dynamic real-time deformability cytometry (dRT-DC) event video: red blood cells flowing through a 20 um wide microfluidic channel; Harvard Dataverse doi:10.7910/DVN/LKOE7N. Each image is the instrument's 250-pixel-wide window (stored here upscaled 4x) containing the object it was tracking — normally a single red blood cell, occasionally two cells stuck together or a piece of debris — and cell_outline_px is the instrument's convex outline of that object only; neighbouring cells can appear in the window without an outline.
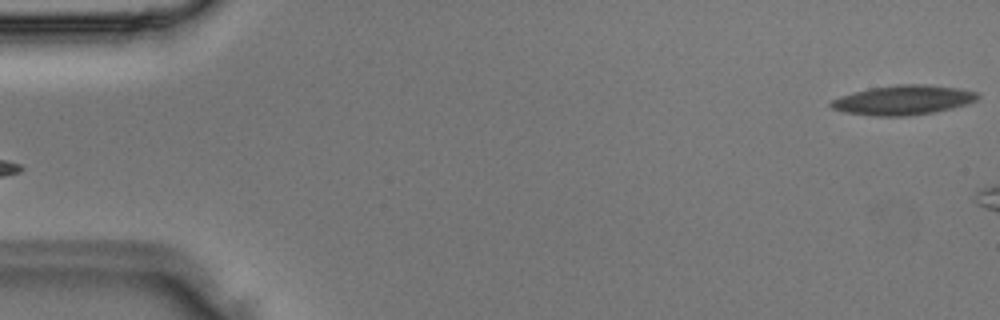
{"species": "Egyptian fruit bat (a non-hibernating species)", "species_latin": "Rousettus aegyptiacus", "temperature_condition": "room temperature", "stored_images_in_passage": 2, "camera_frame_rate_fps": 3000, "um_per_image_px": 0.085, "animal": {"sex": "male"}, "frame": {"image": 1, "passage_image": 2, "time_ms": 0.333, "image_size_px": [1000, 320], "cell_outline_px": [[980, 96], [976, 100], [952, 108], [936, 112], [908, 116], [872, 116], [844, 112], [832, 108], [828, 104], [832, 100], [840, 96], [852, 92], [872, 88], [900, 84], [924, 84], [956, 88], [980, 92]], "centroid_in_image_um": [76.76, 8.51], "position_along_channel_um": 8.2, "area_um2": 25.26}}